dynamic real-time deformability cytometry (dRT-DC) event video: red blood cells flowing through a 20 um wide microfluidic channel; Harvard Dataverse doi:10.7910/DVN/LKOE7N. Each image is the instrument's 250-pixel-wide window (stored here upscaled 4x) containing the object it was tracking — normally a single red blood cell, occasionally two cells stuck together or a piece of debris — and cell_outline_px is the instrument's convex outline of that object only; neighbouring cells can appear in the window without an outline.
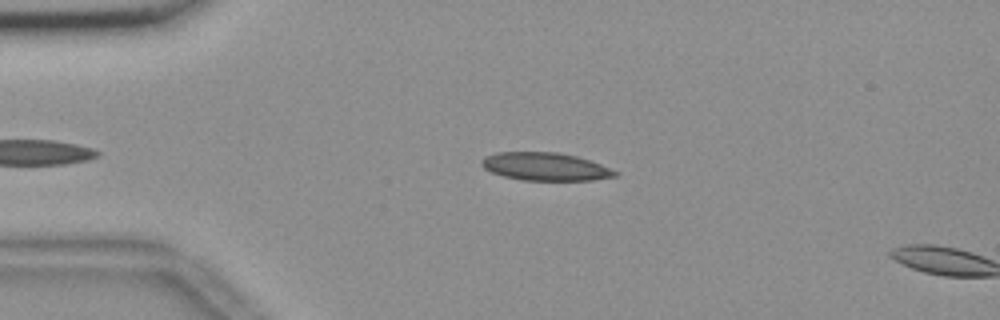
{"species": "common noctule bat (a hibernating species)", "species_latin": "Nyctalus noctula", "temperature_condition": "room temperature", "stored_images_in_passage": 8, "camera_frame_rate_fps": 3000, "um_per_image_px": 0.085, "animal": {"sex": "female", "body_mass_g": 18.4}, "frame": {"image": 1, "passage_image": 6, "time_ms": 1.667, "image_size_px": [1000, 320], "cell_outline_px": [[620, 172], [616, 176], [592, 180], [524, 180], [504, 176], [492, 172], [484, 168], [480, 164], [480, 160], [484, 156], [496, 152], [556, 152], [576, 156], [600, 164]], "centroid_in_image_um": [46.32, 14.15], "position_along_channel_um": 38.7, "area_um2": 21.68}}